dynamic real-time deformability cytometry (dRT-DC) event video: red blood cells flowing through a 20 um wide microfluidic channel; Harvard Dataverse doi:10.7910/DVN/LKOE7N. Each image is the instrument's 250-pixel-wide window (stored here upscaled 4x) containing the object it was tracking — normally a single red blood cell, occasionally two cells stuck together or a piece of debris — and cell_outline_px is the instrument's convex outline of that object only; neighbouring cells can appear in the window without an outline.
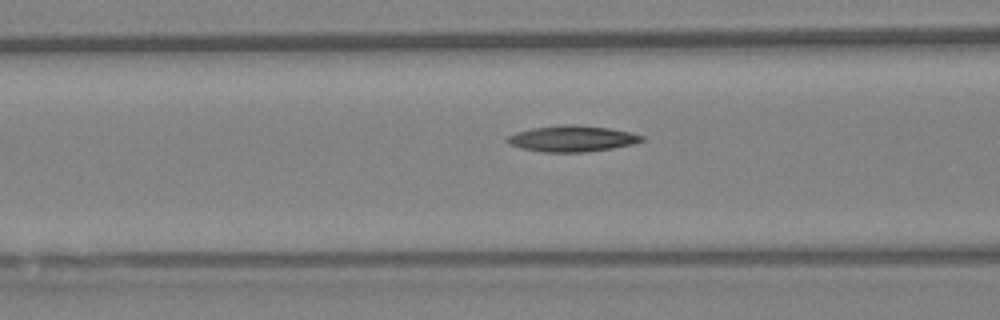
{"species": "Egyptian fruit bat (a non-hibernating species)", "species_latin": "Rousettus aegyptiacus", "temperature_condition": "warm", "stored_images_in_passage": 31, "camera_frame_rate_fps": 3000, "um_per_image_px": 0.085, "animal": {"sex": "female"}, "frame": {"image": 1, "passage_image": 14, "time_ms": 4.333, "image_size_px": [1000, 320], "cell_outline_px": [[644, 140], [632, 144], [612, 148], [584, 152], [544, 152], [520, 148], [504, 140], [508, 136], [516, 132], [532, 128], [564, 124], [576, 124], [608, 128], [628, 132], [644, 136]], "centroid_in_image_um": [48.6, 11.78], "position_along_channel_um": 118.0, "area_um2": 20.29}}
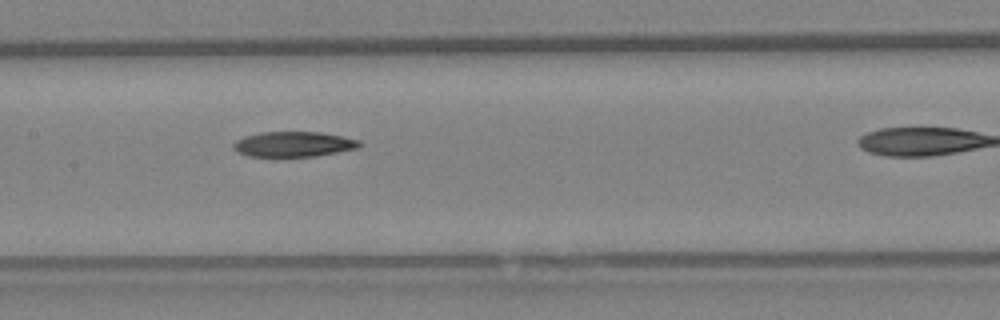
{"frame": {"image": 2, "passage_image": 18, "time_ms": 5.667, "image_size_px": [1000, 320], "cell_outline_px": [[360, 144], [356, 148], [316, 156], [248, 156], [232, 148], [232, 144], [236, 140], [244, 136], [260, 132], [320, 132], [344, 136], [360, 140]], "centroid_in_image_um": [24.93, 12.24], "position_along_channel_um": 182.5, "area_um2": 18.38}}